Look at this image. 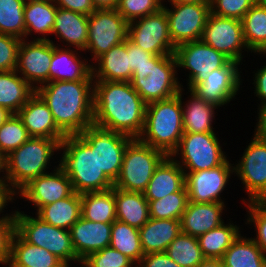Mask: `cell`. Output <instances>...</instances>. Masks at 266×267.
Masks as SVG:
<instances>
[{"mask_svg":"<svg viewBox=\"0 0 266 267\" xmlns=\"http://www.w3.org/2000/svg\"><path fill=\"white\" fill-rule=\"evenodd\" d=\"M15 231L28 243L45 248L57 256L68 267L73 263L81 265L70 236V231L44 222L35 215L30 216L19 209L15 210Z\"/></svg>","mask_w":266,"mask_h":267,"instance_id":"cell-7","label":"cell"},{"mask_svg":"<svg viewBox=\"0 0 266 267\" xmlns=\"http://www.w3.org/2000/svg\"><path fill=\"white\" fill-rule=\"evenodd\" d=\"M52 55V41L22 39L15 71L36 90L49 82Z\"/></svg>","mask_w":266,"mask_h":267,"instance_id":"cell-19","label":"cell"},{"mask_svg":"<svg viewBox=\"0 0 266 267\" xmlns=\"http://www.w3.org/2000/svg\"><path fill=\"white\" fill-rule=\"evenodd\" d=\"M241 21L248 49L266 56V5L254 4Z\"/></svg>","mask_w":266,"mask_h":267,"instance_id":"cell-38","label":"cell"},{"mask_svg":"<svg viewBox=\"0 0 266 267\" xmlns=\"http://www.w3.org/2000/svg\"><path fill=\"white\" fill-rule=\"evenodd\" d=\"M162 6L159 0H119L116 10L129 23L158 12Z\"/></svg>","mask_w":266,"mask_h":267,"instance_id":"cell-46","label":"cell"},{"mask_svg":"<svg viewBox=\"0 0 266 267\" xmlns=\"http://www.w3.org/2000/svg\"><path fill=\"white\" fill-rule=\"evenodd\" d=\"M197 267H224L221 259L205 258Z\"/></svg>","mask_w":266,"mask_h":267,"instance_id":"cell-57","label":"cell"},{"mask_svg":"<svg viewBox=\"0 0 266 267\" xmlns=\"http://www.w3.org/2000/svg\"><path fill=\"white\" fill-rule=\"evenodd\" d=\"M58 166L69 177L78 194L106 191L114 182L98 167L97 151L78 136L66 135L59 147ZM59 160V161H58Z\"/></svg>","mask_w":266,"mask_h":267,"instance_id":"cell-3","label":"cell"},{"mask_svg":"<svg viewBox=\"0 0 266 267\" xmlns=\"http://www.w3.org/2000/svg\"><path fill=\"white\" fill-rule=\"evenodd\" d=\"M240 63L230 60L224 67L213 70L208 77L197 84L191 92L198 98L214 104L219 109L236 99L243 79ZM239 67V68H238Z\"/></svg>","mask_w":266,"mask_h":267,"instance_id":"cell-18","label":"cell"},{"mask_svg":"<svg viewBox=\"0 0 266 267\" xmlns=\"http://www.w3.org/2000/svg\"><path fill=\"white\" fill-rule=\"evenodd\" d=\"M31 137H43L63 141L66 135L57 127L52 112L44 101L35 93L18 111Z\"/></svg>","mask_w":266,"mask_h":267,"instance_id":"cell-23","label":"cell"},{"mask_svg":"<svg viewBox=\"0 0 266 267\" xmlns=\"http://www.w3.org/2000/svg\"><path fill=\"white\" fill-rule=\"evenodd\" d=\"M127 52L129 55L130 69L132 72H134L137 67H140L142 64L147 63L148 59L154 56L153 54L144 51L142 48L132 43L128 38Z\"/></svg>","mask_w":266,"mask_h":267,"instance_id":"cell-52","label":"cell"},{"mask_svg":"<svg viewBox=\"0 0 266 267\" xmlns=\"http://www.w3.org/2000/svg\"><path fill=\"white\" fill-rule=\"evenodd\" d=\"M81 52L84 51L74 48H64L53 44V55L49 68V82L94 80L89 58L86 59L81 55Z\"/></svg>","mask_w":266,"mask_h":267,"instance_id":"cell-21","label":"cell"},{"mask_svg":"<svg viewBox=\"0 0 266 267\" xmlns=\"http://www.w3.org/2000/svg\"><path fill=\"white\" fill-rule=\"evenodd\" d=\"M21 41L18 37L0 33V71L16 70Z\"/></svg>","mask_w":266,"mask_h":267,"instance_id":"cell-48","label":"cell"},{"mask_svg":"<svg viewBox=\"0 0 266 267\" xmlns=\"http://www.w3.org/2000/svg\"><path fill=\"white\" fill-rule=\"evenodd\" d=\"M116 220L140 229L149 219V204L141 192L115 188Z\"/></svg>","mask_w":266,"mask_h":267,"instance_id":"cell-33","label":"cell"},{"mask_svg":"<svg viewBox=\"0 0 266 267\" xmlns=\"http://www.w3.org/2000/svg\"><path fill=\"white\" fill-rule=\"evenodd\" d=\"M165 252L181 267H197L205 259L198 238L183 232L169 244Z\"/></svg>","mask_w":266,"mask_h":267,"instance_id":"cell-40","label":"cell"},{"mask_svg":"<svg viewBox=\"0 0 266 267\" xmlns=\"http://www.w3.org/2000/svg\"><path fill=\"white\" fill-rule=\"evenodd\" d=\"M257 123L254 131V136L266 140V104L257 106Z\"/></svg>","mask_w":266,"mask_h":267,"instance_id":"cell-55","label":"cell"},{"mask_svg":"<svg viewBox=\"0 0 266 267\" xmlns=\"http://www.w3.org/2000/svg\"><path fill=\"white\" fill-rule=\"evenodd\" d=\"M110 247L120 251L136 265L144 256L139 229L120 220H115L112 223Z\"/></svg>","mask_w":266,"mask_h":267,"instance_id":"cell-39","label":"cell"},{"mask_svg":"<svg viewBox=\"0 0 266 267\" xmlns=\"http://www.w3.org/2000/svg\"><path fill=\"white\" fill-rule=\"evenodd\" d=\"M57 166V167H56ZM74 192L69 177L57 165L24 186L17 195L21 199L32 202L35 210L58 200L69 197ZM37 208V209H36Z\"/></svg>","mask_w":266,"mask_h":267,"instance_id":"cell-20","label":"cell"},{"mask_svg":"<svg viewBox=\"0 0 266 267\" xmlns=\"http://www.w3.org/2000/svg\"><path fill=\"white\" fill-rule=\"evenodd\" d=\"M65 135H77L93 125L94 80L51 81L35 90Z\"/></svg>","mask_w":266,"mask_h":267,"instance_id":"cell-2","label":"cell"},{"mask_svg":"<svg viewBox=\"0 0 266 267\" xmlns=\"http://www.w3.org/2000/svg\"><path fill=\"white\" fill-rule=\"evenodd\" d=\"M52 35L57 36V40L61 43L63 42L61 46L50 39L49 41L56 46L73 47L85 51L88 39V16L58 7Z\"/></svg>","mask_w":266,"mask_h":267,"instance_id":"cell-25","label":"cell"},{"mask_svg":"<svg viewBox=\"0 0 266 267\" xmlns=\"http://www.w3.org/2000/svg\"><path fill=\"white\" fill-rule=\"evenodd\" d=\"M255 5H266V0H253Z\"/></svg>","mask_w":266,"mask_h":267,"instance_id":"cell-62","label":"cell"},{"mask_svg":"<svg viewBox=\"0 0 266 267\" xmlns=\"http://www.w3.org/2000/svg\"><path fill=\"white\" fill-rule=\"evenodd\" d=\"M246 211L248 212L246 223L254 227L256 236L252 238L266 255V201L245 202Z\"/></svg>","mask_w":266,"mask_h":267,"instance_id":"cell-45","label":"cell"},{"mask_svg":"<svg viewBox=\"0 0 266 267\" xmlns=\"http://www.w3.org/2000/svg\"><path fill=\"white\" fill-rule=\"evenodd\" d=\"M178 191H187L185 173L171 156H167L156 168L143 194L147 201H152Z\"/></svg>","mask_w":266,"mask_h":267,"instance_id":"cell-27","label":"cell"},{"mask_svg":"<svg viewBox=\"0 0 266 267\" xmlns=\"http://www.w3.org/2000/svg\"><path fill=\"white\" fill-rule=\"evenodd\" d=\"M253 5V0H211L210 10L221 17L242 20Z\"/></svg>","mask_w":266,"mask_h":267,"instance_id":"cell-47","label":"cell"},{"mask_svg":"<svg viewBox=\"0 0 266 267\" xmlns=\"http://www.w3.org/2000/svg\"><path fill=\"white\" fill-rule=\"evenodd\" d=\"M34 213L50 225L69 230L81 217V194L74 191L69 197L40 207Z\"/></svg>","mask_w":266,"mask_h":267,"instance_id":"cell-34","label":"cell"},{"mask_svg":"<svg viewBox=\"0 0 266 267\" xmlns=\"http://www.w3.org/2000/svg\"><path fill=\"white\" fill-rule=\"evenodd\" d=\"M25 3H30V2H37V1H40V2H51L53 0H23Z\"/></svg>","mask_w":266,"mask_h":267,"instance_id":"cell-63","label":"cell"},{"mask_svg":"<svg viewBox=\"0 0 266 267\" xmlns=\"http://www.w3.org/2000/svg\"><path fill=\"white\" fill-rule=\"evenodd\" d=\"M217 134L218 132L184 133L171 157L181 166L184 172L215 168L229 158L226 152L222 150V144H220Z\"/></svg>","mask_w":266,"mask_h":267,"instance_id":"cell-9","label":"cell"},{"mask_svg":"<svg viewBox=\"0 0 266 267\" xmlns=\"http://www.w3.org/2000/svg\"><path fill=\"white\" fill-rule=\"evenodd\" d=\"M115 187L81 194V217L88 221L113 223L116 220Z\"/></svg>","mask_w":266,"mask_h":267,"instance_id":"cell-35","label":"cell"},{"mask_svg":"<svg viewBox=\"0 0 266 267\" xmlns=\"http://www.w3.org/2000/svg\"><path fill=\"white\" fill-rule=\"evenodd\" d=\"M183 134L180 92L171 98L146 104L144 127L138 137L139 141L171 156Z\"/></svg>","mask_w":266,"mask_h":267,"instance_id":"cell-5","label":"cell"},{"mask_svg":"<svg viewBox=\"0 0 266 267\" xmlns=\"http://www.w3.org/2000/svg\"><path fill=\"white\" fill-rule=\"evenodd\" d=\"M77 135L91 150L97 151L99 169L115 183L121 172L124 151L133 138L95 125Z\"/></svg>","mask_w":266,"mask_h":267,"instance_id":"cell-11","label":"cell"},{"mask_svg":"<svg viewBox=\"0 0 266 267\" xmlns=\"http://www.w3.org/2000/svg\"><path fill=\"white\" fill-rule=\"evenodd\" d=\"M250 143L234 164V176L240 179L250 201H266V140L252 136ZM247 200V201H245Z\"/></svg>","mask_w":266,"mask_h":267,"instance_id":"cell-13","label":"cell"},{"mask_svg":"<svg viewBox=\"0 0 266 267\" xmlns=\"http://www.w3.org/2000/svg\"><path fill=\"white\" fill-rule=\"evenodd\" d=\"M112 223L88 221L80 217L69 229L72 245L82 261L89 254L110 246Z\"/></svg>","mask_w":266,"mask_h":267,"instance_id":"cell-22","label":"cell"},{"mask_svg":"<svg viewBox=\"0 0 266 267\" xmlns=\"http://www.w3.org/2000/svg\"><path fill=\"white\" fill-rule=\"evenodd\" d=\"M171 4H181V3H202L210 4L211 0H167Z\"/></svg>","mask_w":266,"mask_h":267,"instance_id":"cell-58","label":"cell"},{"mask_svg":"<svg viewBox=\"0 0 266 267\" xmlns=\"http://www.w3.org/2000/svg\"><path fill=\"white\" fill-rule=\"evenodd\" d=\"M15 233V219H0V264L10 259L11 240Z\"/></svg>","mask_w":266,"mask_h":267,"instance_id":"cell-49","label":"cell"},{"mask_svg":"<svg viewBox=\"0 0 266 267\" xmlns=\"http://www.w3.org/2000/svg\"><path fill=\"white\" fill-rule=\"evenodd\" d=\"M201 40L241 65L245 57L242 53L250 52L244 40L242 21L234 18L210 13Z\"/></svg>","mask_w":266,"mask_h":267,"instance_id":"cell-15","label":"cell"},{"mask_svg":"<svg viewBox=\"0 0 266 267\" xmlns=\"http://www.w3.org/2000/svg\"><path fill=\"white\" fill-rule=\"evenodd\" d=\"M24 267V266H19V265H16L11 259H9L5 264H4V267ZM8 265V266H7Z\"/></svg>","mask_w":266,"mask_h":267,"instance_id":"cell-61","label":"cell"},{"mask_svg":"<svg viewBox=\"0 0 266 267\" xmlns=\"http://www.w3.org/2000/svg\"><path fill=\"white\" fill-rule=\"evenodd\" d=\"M57 8L54 1L25 3V39L29 40V36L32 37L33 33L38 34V36L32 37V40H50L48 36L52 35Z\"/></svg>","mask_w":266,"mask_h":267,"instance_id":"cell-30","label":"cell"},{"mask_svg":"<svg viewBox=\"0 0 266 267\" xmlns=\"http://www.w3.org/2000/svg\"><path fill=\"white\" fill-rule=\"evenodd\" d=\"M188 202L187 191L174 192L161 199L148 201L149 216L155 219L180 220Z\"/></svg>","mask_w":266,"mask_h":267,"instance_id":"cell-42","label":"cell"},{"mask_svg":"<svg viewBox=\"0 0 266 267\" xmlns=\"http://www.w3.org/2000/svg\"><path fill=\"white\" fill-rule=\"evenodd\" d=\"M83 267H137V265L120 251L109 247L89 254L82 260Z\"/></svg>","mask_w":266,"mask_h":267,"instance_id":"cell-44","label":"cell"},{"mask_svg":"<svg viewBox=\"0 0 266 267\" xmlns=\"http://www.w3.org/2000/svg\"><path fill=\"white\" fill-rule=\"evenodd\" d=\"M128 22L116 9H96L88 16L86 52L92 64L110 48L127 40Z\"/></svg>","mask_w":266,"mask_h":267,"instance_id":"cell-10","label":"cell"},{"mask_svg":"<svg viewBox=\"0 0 266 267\" xmlns=\"http://www.w3.org/2000/svg\"><path fill=\"white\" fill-rule=\"evenodd\" d=\"M23 0H0V33L25 39Z\"/></svg>","mask_w":266,"mask_h":267,"instance_id":"cell-41","label":"cell"},{"mask_svg":"<svg viewBox=\"0 0 266 267\" xmlns=\"http://www.w3.org/2000/svg\"><path fill=\"white\" fill-rule=\"evenodd\" d=\"M184 88L180 91L181 104L183 108V128L184 133H215L213 128L215 110L218 109L214 104L198 98L188 90V99L184 102ZM188 101V102H187ZM186 103V104H185Z\"/></svg>","mask_w":266,"mask_h":267,"instance_id":"cell-28","label":"cell"},{"mask_svg":"<svg viewBox=\"0 0 266 267\" xmlns=\"http://www.w3.org/2000/svg\"><path fill=\"white\" fill-rule=\"evenodd\" d=\"M177 69L174 54L154 55L136 68L130 83L146 104L171 98L184 87Z\"/></svg>","mask_w":266,"mask_h":267,"instance_id":"cell-6","label":"cell"},{"mask_svg":"<svg viewBox=\"0 0 266 267\" xmlns=\"http://www.w3.org/2000/svg\"><path fill=\"white\" fill-rule=\"evenodd\" d=\"M3 160L4 158L0 155V181H3Z\"/></svg>","mask_w":266,"mask_h":267,"instance_id":"cell-60","label":"cell"},{"mask_svg":"<svg viewBox=\"0 0 266 267\" xmlns=\"http://www.w3.org/2000/svg\"><path fill=\"white\" fill-rule=\"evenodd\" d=\"M10 259L24 267H68L45 248L26 242L16 231L11 240Z\"/></svg>","mask_w":266,"mask_h":267,"instance_id":"cell-32","label":"cell"},{"mask_svg":"<svg viewBox=\"0 0 266 267\" xmlns=\"http://www.w3.org/2000/svg\"><path fill=\"white\" fill-rule=\"evenodd\" d=\"M35 94V89L15 70L0 71V107L12 114Z\"/></svg>","mask_w":266,"mask_h":267,"instance_id":"cell-31","label":"cell"},{"mask_svg":"<svg viewBox=\"0 0 266 267\" xmlns=\"http://www.w3.org/2000/svg\"><path fill=\"white\" fill-rule=\"evenodd\" d=\"M178 70H188L187 89L192 90L204 81L213 70L224 67L230 59L202 40L176 46L174 52Z\"/></svg>","mask_w":266,"mask_h":267,"instance_id":"cell-12","label":"cell"},{"mask_svg":"<svg viewBox=\"0 0 266 267\" xmlns=\"http://www.w3.org/2000/svg\"><path fill=\"white\" fill-rule=\"evenodd\" d=\"M241 228L230 220L227 224L224 222L219 227L199 236L198 242L204 258L221 259L241 234Z\"/></svg>","mask_w":266,"mask_h":267,"instance_id":"cell-37","label":"cell"},{"mask_svg":"<svg viewBox=\"0 0 266 267\" xmlns=\"http://www.w3.org/2000/svg\"><path fill=\"white\" fill-rule=\"evenodd\" d=\"M253 76L254 94L260 101V104H266V62L260 69L255 70Z\"/></svg>","mask_w":266,"mask_h":267,"instance_id":"cell-54","label":"cell"},{"mask_svg":"<svg viewBox=\"0 0 266 267\" xmlns=\"http://www.w3.org/2000/svg\"><path fill=\"white\" fill-rule=\"evenodd\" d=\"M226 205L220 202H188L180 218L181 232L199 237L224 223L223 213Z\"/></svg>","mask_w":266,"mask_h":267,"instance_id":"cell-24","label":"cell"},{"mask_svg":"<svg viewBox=\"0 0 266 267\" xmlns=\"http://www.w3.org/2000/svg\"><path fill=\"white\" fill-rule=\"evenodd\" d=\"M137 267H181L166 252L145 254Z\"/></svg>","mask_w":266,"mask_h":267,"instance_id":"cell-50","label":"cell"},{"mask_svg":"<svg viewBox=\"0 0 266 267\" xmlns=\"http://www.w3.org/2000/svg\"><path fill=\"white\" fill-rule=\"evenodd\" d=\"M16 196L17 194L4 181H0V215L2 213V217L0 216V219H15V211L13 209V212L11 211L9 214H4L3 212H6L5 209H7L6 206H8L9 203L14 202L17 198L19 199V197Z\"/></svg>","mask_w":266,"mask_h":267,"instance_id":"cell-53","label":"cell"},{"mask_svg":"<svg viewBox=\"0 0 266 267\" xmlns=\"http://www.w3.org/2000/svg\"><path fill=\"white\" fill-rule=\"evenodd\" d=\"M59 8L71 10L89 16L96 9L91 0H53Z\"/></svg>","mask_w":266,"mask_h":267,"instance_id":"cell-51","label":"cell"},{"mask_svg":"<svg viewBox=\"0 0 266 267\" xmlns=\"http://www.w3.org/2000/svg\"><path fill=\"white\" fill-rule=\"evenodd\" d=\"M12 115L7 109L0 107V127Z\"/></svg>","mask_w":266,"mask_h":267,"instance_id":"cell-59","label":"cell"},{"mask_svg":"<svg viewBox=\"0 0 266 267\" xmlns=\"http://www.w3.org/2000/svg\"><path fill=\"white\" fill-rule=\"evenodd\" d=\"M171 6V7H170ZM163 4L170 38L175 46L186 42L201 40L206 21L211 13L210 4L181 3Z\"/></svg>","mask_w":266,"mask_h":267,"instance_id":"cell-16","label":"cell"},{"mask_svg":"<svg viewBox=\"0 0 266 267\" xmlns=\"http://www.w3.org/2000/svg\"><path fill=\"white\" fill-rule=\"evenodd\" d=\"M227 159L223 164L207 170L185 173V186L189 202L225 203L222 194L234 174V163ZM232 174V175H231ZM222 198V199H221Z\"/></svg>","mask_w":266,"mask_h":267,"instance_id":"cell-17","label":"cell"},{"mask_svg":"<svg viewBox=\"0 0 266 267\" xmlns=\"http://www.w3.org/2000/svg\"><path fill=\"white\" fill-rule=\"evenodd\" d=\"M31 136L17 114H12L0 127V155L4 158Z\"/></svg>","mask_w":266,"mask_h":267,"instance_id":"cell-43","label":"cell"},{"mask_svg":"<svg viewBox=\"0 0 266 267\" xmlns=\"http://www.w3.org/2000/svg\"><path fill=\"white\" fill-rule=\"evenodd\" d=\"M95 9H116L119 0H91Z\"/></svg>","mask_w":266,"mask_h":267,"instance_id":"cell-56","label":"cell"},{"mask_svg":"<svg viewBox=\"0 0 266 267\" xmlns=\"http://www.w3.org/2000/svg\"><path fill=\"white\" fill-rule=\"evenodd\" d=\"M224 267H266V255L252 237L242 236L232 243L221 258Z\"/></svg>","mask_w":266,"mask_h":267,"instance_id":"cell-36","label":"cell"},{"mask_svg":"<svg viewBox=\"0 0 266 267\" xmlns=\"http://www.w3.org/2000/svg\"><path fill=\"white\" fill-rule=\"evenodd\" d=\"M127 38L153 55L174 54L176 48L170 38L168 19L163 8L129 22Z\"/></svg>","mask_w":266,"mask_h":267,"instance_id":"cell-14","label":"cell"},{"mask_svg":"<svg viewBox=\"0 0 266 267\" xmlns=\"http://www.w3.org/2000/svg\"><path fill=\"white\" fill-rule=\"evenodd\" d=\"M91 66L94 81L130 82L133 72L130 69L127 40L110 48Z\"/></svg>","mask_w":266,"mask_h":267,"instance_id":"cell-26","label":"cell"},{"mask_svg":"<svg viewBox=\"0 0 266 267\" xmlns=\"http://www.w3.org/2000/svg\"><path fill=\"white\" fill-rule=\"evenodd\" d=\"M145 109L130 82L94 81L93 125L138 139Z\"/></svg>","mask_w":266,"mask_h":267,"instance_id":"cell-1","label":"cell"},{"mask_svg":"<svg viewBox=\"0 0 266 267\" xmlns=\"http://www.w3.org/2000/svg\"><path fill=\"white\" fill-rule=\"evenodd\" d=\"M59 147L57 140L31 137L4 157L3 181L17 194L31 180L48 173Z\"/></svg>","mask_w":266,"mask_h":267,"instance_id":"cell-4","label":"cell"},{"mask_svg":"<svg viewBox=\"0 0 266 267\" xmlns=\"http://www.w3.org/2000/svg\"><path fill=\"white\" fill-rule=\"evenodd\" d=\"M139 232L144 255L165 252L169 244L181 233L180 220L150 218Z\"/></svg>","mask_w":266,"mask_h":267,"instance_id":"cell-29","label":"cell"},{"mask_svg":"<svg viewBox=\"0 0 266 267\" xmlns=\"http://www.w3.org/2000/svg\"><path fill=\"white\" fill-rule=\"evenodd\" d=\"M166 157L162 151L133 139L124 151L121 172L114 187L143 193L156 168Z\"/></svg>","mask_w":266,"mask_h":267,"instance_id":"cell-8","label":"cell"}]
</instances>
